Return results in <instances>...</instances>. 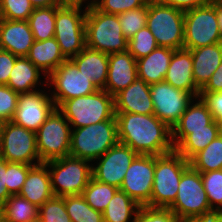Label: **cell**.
<instances>
[{
  "instance_id": "41",
  "label": "cell",
  "mask_w": 222,
  "mask_h": 222,
  "mask_svg": "<svg viewBox=\"0 0 222 222\" xmlns=\"http://www.w3.org/2000/svg\"><path fill=\"white\" fill-rule=\"evenodd\" d=\"M133 222H183L169 208L141 206L133 217Z\"/></svg>"
},
{
  "instance_id": "11",
  "label": "cell",
  "mask_w": 222,
  "mask_h": 222,
  "mask_svg": "<svg viewBox=\"0 0 222 222\" xmlns=\"http://www.w3.org/2000/svg\"><path fill=\"white\" fill-rule=\"evenodd\" d=\"M0 158L7 162L27 165L41 164L37 150L36 133L12 121L4 122L0 135ZM34 160L37 163H32Z\"/></svg>"
},
{
  "instance_id": "8",
  "label": "cell",
  "mask_w": 222,
  "mask_h": 222,
  "mask_svg": "<svg viewBox=\"0 0 222 222\" xmlns=\"http://www.w3.org/2000/svg\"><path fill=\"white\" fill-rule=\"evenodd\" d=\"M221 42L214 0L184 12V49L191 50Z\"/></svg>"
},
{
  "instance_id": "33",
  "label": "cell",
  "mask_w": 222,
  "mask_h": 222,
  "mask_svg": "<svg viewBox=\"0 0 222 222\" xmlns=\"http://www.w3.org/2000/svg\"><path fill=\"white\" fill-rule=\"evenodd\" d=\"M189 165L200 173L222 169V133L194 155Z\"/></svg>"
},
{
  "instance_id": "48",
  "label": "cell",
  "mask_w": 222,
  "mask_h": 222,
  "mask_svg": "<svg viewBox=\"0 0 222 222\" xmlns=\"http://www.w3.org/2000/svg\"><path fill=\"white\" fill-rule=\"evenodd\" d=\"M200 92H222V62Z\"/></svg>"
},
{
  "instance_id": "10",
  "label": "cell",
  "mask_w": 222,
  "mask_h": 222,
  "mask_svg": "<svg viewBox=\"0 0 222 222\" xmlns=\"http://www.w3.org/2000/svg\"><path fill=\"white\" fill-rule=\"evenodd\" d=\"M169 209L183 222L211 210L199 171L189 166L182 173L176 199Z\"/></svg>"
},
{
  "instance_id": "19",
  "label": "cell",
  "mask_w": 222,
  "mask_h": 222,
  "mask_svg": "<svg viewBox=\"0 0 222 222\" xmlns=\"http://www.w3.org/2000/svg\"><path fill=\"white\" fill-rule=\"evenodd\" d=\"M34 41L27 20L0 18V49L9 51L17 57H26Z\"/></svg>"
},
{
  "instance_id": "50",
  "label": "cell",
  "mask_w": 222,
  "mask_h": 222,
  "mask_svg": "<svg viewBox=\"0 0 222 222\" xmlns=\"http://www.w3.org/2000/svg\"><path fill=\"white\" fill-rule=\"evenodd\" d=\"M187 222H222V210L211 209Z\"/></svg>"
},
{
  "instance_id": "6",
  "label": "cell",
  "mask_w": 222,
  "mask_h": 222,
  "mask_svg": "<svg viewBox=\"0 0 222 222\" xmlns=\"http://www.w3.org/2000/svg\"><path fill=\"white\" fill-rule=\"evenodd\" d=\"M89 162L70 155L46 162L54 196L82 194L92 177Z\"/></svg>"
},
{
  "instance_id": "20",
  "label": "cell",
  "mask_w": 222,
  "mask_h": 222,
  "mask_svg": "<svg viewBox=\"0 0 222 222\" xmlns=\"http://www.w3.org/2000/svg\"><path fill=\"white\" fill-rule=\"evenodd\" d=\"M115 112L153 114L154 105L150 85L137 78L126 89L114 96Z\"/></svg>"
},
{
  "instance_id": "30",
  "label": "cell",
  "mask_w": 222,
  "mask_h": 222,
  "mask_svg": "<svg viewBox=\"0 0 222 222\" xmlns=\"http://www.w3.org/2000/svg\"><path fill=\"white\" fill-rule=\"evenodd\" d=\"M38 210L19 194L11 195L1 206V222H32L38 219Z\"/></svg>"
},
{
  "instance_id": "27",
  "label": "cell",
  "mask_w": 222,
  "mask_h": 222,
  "mask_svg": "<svg viewBox=\"0 0 222 222\" xmlns=\"http://www.w3.org/2000/svg\"><path fill=\"white\" fill-rule=\"evenodd\" d=\"M48 77L67 58L61 52L57 40L53 37L44 41H34L26 56Z\"/></svg>"
},
{
  "instance_id": "15",
  "label": "cell",
  "mask_w": 222,
  "mask_h": 222,
  "mask_svg": "<svg viewBox=\"0 0 222 222\" xmlns=\"http://www.w3.org/2000/svg\"><path fill=\"white\" fill-rule=\"evenodd\" d=\"M155 169V155L139 154L129 166L120 190L138 205L146 206L151 199Z\"/></svg>"
},
{
  "instance_id": "34",
  "label": "cell",
  "mask_w": 222,
  "mask_h": 222,
  "mask_svg": "<svg viewBox=\"0 0 222 222\" xmlns=\"http://www.w3.org/2000/svg\"><path fill=\"white\" fill-rule=\"evenodd\" d=\"M71 222H104L103 213L90 207L82 194L64 196Z\"/></svg>"
},
{
  "instance_id": "40",
  "label": "cell",
  "mask_w": 222,
  "mask_h": 222,
  "mask_svg": "<svg viewBox=\"0 0 222 222\" xmlns=\"http://www.w3.org/2000/svg\"><path fill=\"white\" fill-rule=\"evenodd\" d=\"M30 0H0V18L28 20L34 10Z\"/></svg>"
},
{
  "instance_id": "21",
  "label": "cell",
  "mask_w": 222,
  "mask_h": 222,
  "mask_svg": "<svg viewBox=\"0 0 222 222\" xmlns=\"http://www.w3.org/2000/svg\"><path fill=\"white\" fill-rule=\"evenodd\" d=\"M164 81L177 89L189 92L195 99L199 97L200 89L194 82L190 50L183 48L174 51Z\"/></svg>"
},
{
  "instance_id": "38",
  "label": "cell",
  "mask_w": 222,
  "mask_h": 222,
  "mask_svg": "<svg viewBox=\"0 0 222 222\" xmlns=\"http://www.w3.org/2000/svg\"><path fill=\"white\" fill-rule=\"evenodd\" d=\"M201 178L211 209L222 210V169L201 173Z\"/></svg>"
},
{
  "instance_id": "44",
  "label": "cell",
  "mask_w": 222,
  "mask_h": 222,
  "mask_svg": "<svg viewBox=\"0 0 222 222\" xmlns=\"http://www.w3.org/2000/svg\"><path fill=\"white\" fill-rule=\"evenodd\" d=\"M19 94L7 85H0V118L11 121L17 108Z\"/></svg>"
},
{
  "instance_id": "55",
  "label": "cell",
  "mask_w": 222,
  "mask_h": 222,
  "mask_svg": "<svg viewBox=\"0 0 222 222\" xmlns=\"http://www.w3.org/2000/svg\"><path fill=\"white\" fill-rule=\"evenodd\" d=\"M218 5L222 6V0H214Z\"/></svg>"
},
{
  "instance_id": "1",
  "label": "cell",
  "mask_w": 222,
  "mask_h": 222,
  "mask_svg": "<svg viewBox=\"0 0 222 222\" xmlns=\"http://www.w3.org/2000/svg\"><path fill=\"white\" fill-rule=\"evenodd\" d=\"M119 143L143 155H163L174 150L172 129L154 114L115 112Z\"/></svg>"
},
{
  "instance_id": "14",
  "label": "cell",
  "mask_w": 222,
  "mask_h": 222,
  "mask_svg": "<svg viewBox=\"0 0 222 222\" xmlns=\"http://www.w3.org/2000/svg\"><path fill=\"white\" fill-rule=\"evenodd\" d=\"M154 115L170 129L180 121L193 96L165 81L150 85Z\"/></svg>"
},
{
  "instance_id": "35",
  "label": "cell",
  "mask_w": 222,
  "mask_h": 222,
  "mask_svg": "<svg viewBox=\"0 0 222 222\" xmlns=\"http://www.w3.org/2000/svg\"><path fill=\"white\" fill-rule=\"evenodd\" d=\"M118 190L114 186L99 182L91 177L82 195L90 207L103 212Z\"/></svg>"
},
{
  "instance_id": "49",
  "label": "cell",
  "mask_w": 222,
  "mask_h": 222,
  "mask_svg": "<svg viewBox=\"0 0 222 222\" xmlns=\"http://www.w3.org/2000/svg\"><path fill=\"white\" fill-rule=\"evenodd\" d=\"M7 161L0 158V207L11 196L7 190Z\"/></svg>"
},
{
  "instance_id": "12",
  "label": "cell",
  "mask_w": 222,
  "mask_h": 222,
  "mask_svg": "<svg viewBox=\"0 0 222 222\" xmlns=\"http://www.w3.org/2000/svg\"><path fill=\"white\" fill-rule=\"evenodd\" d=\"M81 12L79 7H59L56 10L54 38L67 59L78 55L86 47V10L82 15Z\"/></svg>"
},
{
  "instance_id": "47",
  "label": "cell",
  "mask_w": 222,
  "mask_h": 222,
  "mask_svg": "<svg viewBox=\"0 0 222 222\" xmlns=\"http://www.w3.org/2000/svg\"><path fill=\"white\" fill-rule=\"evenodd\" d=\"M159 4L174 7L183 12L204 6L211 0H156Z\"/></svg>"
},
{
  "instance_id": "39",
  "label": "cell",
  "mask_w": 222,
  "mask_h": 222,
  "mask_svg": "<svg viewBox=\"0 0 222 222\" xmlns=\"http://www.w3.org/2000/svg\"><path fill=\"white\" fill-rule=\"evenodd\" d=\"M38 218L42 222H71L66 212L64 197L54 196L41 205Z\"/></svg>"
},
{
  "instance_id": "42",
  "label": "cell",
  "mask_w": 222,
  "mask_h": 222,
  "mask_svg": "<svg viewBox=\"0 0 222 222\" xmlns=\"http://www.w3.org/2000/svg\"><path fill=\"white\" fill-rule=\"evenodd\" d=\"M34 165L7 162V190L10 195H17L21 191L29 170Z\"/></svg>"
},
{
  "instance_id": "9",
  "label": "cell",
  "mask_w": 222,
  "mask_h": 222,
  "mask_svg": "<svg viewBox=\"0 0 222 222\" xmlns=\"http://www.w3.org/2000/svg\"><path fill=\"white\" fill-rule=\"evenodd\" d=\"M71 128L64 115L56 108L36 132L41 163L69 155Z\"/></svg>"
},
{
  "instance_id": "52",
  "label": "cell",
  "mask_w": 222,
  "mask_h": 222,
  "mask_svg": "<svg viewBox=\"0 0 222 222\" xmlns=\"http://www.w3.org/2000/svg\"><path fill=\"white\" fill-rule=\"evenodd\" d=\"M86 0H61V7H79L81 8L82 3ZM95 0H92L86 8L89 9L94 6Z\"/></svg>"
},
{
  "instance_id": "54",
  "label": "cell",
  "mask_w": 222,
  "mask_h": 222,
  "mask_svg": "<svg viewBox=\"0 0 222 222\" xmlns=\"http://www.w3.org/2000/svg\"><path fill=\"white\" fill-rule=\"evenodd\" d=\"M3 125H4V121L0 118V135L2 132Z\"/></svg>"
},
{
  "instance_id": "3",
  "label": "cell",
  "mask_w": 222,
  "mask_h": 222,
  "mask_svg": "<svg viewBox=\"0 0 222 222\" xmlns=\"http://www.w3.org/2000/svg\"><path fill=\"white\" fill-rule=\"evenodd\" d=\"M118 142L115 116L110 120L72 129L69 155L92 162Z\"/></svg>"
},
{
  "instance_id": "2",
  "label": "cell",
  "mask_w": 222,
  "mask_h": 222,
  "mask_svg": "<svg viewBox=\"0 0 222 222\" xmlns=\"http://www.w3.org/2000/svg\"><path fill=\"white\" fill-rule=\"evenodd\" d=\"M187 161L175 149L163 155H155L151 208H169L175 201L182 173L189 167Z\"/></svg>"
},
{
  "instance_id": "26",
  "label": "cell",
  "mask_w": 222,
  "mask_h": 222,
  "mask_svg": "<svg viewBox=\"0 0 222 222\" xmlns=\"http://www.w3.org/2000/svg\"><path fill=\"white\" fill-rule=\"evenodd\" d=\"M174 49L158 46L155 50L136 60L137 75L148 85L163 82Z\"/></svg>"
},
{
  "instance_id": "23",
  "label": "cell",
  "mask_w": 222,
  "mask_h": 222,
  "mask_svg": "<svg viewBox=\"0 0 222 222\" xmlns=\"http://www.w3.org/2000/svg\"><path fill=\"white\" fill-rule=\"evenodd\" d=\"M109 54L85 47L78 55L70 60L78 70L90 78L98 90H104L108 75Z\"/></svg>"
},
{
  "instance_id": "45",
  "label": "cell",
  "mask_w": 222,
  "mask_h": 222,
  "mask_svg": "<svg viewBox=\"0 0 222 222\" xmlns=\"http://www.w3.org/2000/svg\"><path fill=\"white\" fill-rule=\"evenodd\" d=\"M199 97L208 105L213 119L222 125V92H200Z\"/></svg>"
},
{
  "instance_id": "7",
  "label": "cell",
  "mask_w": 222,
  "mask_h": 222,
  "mask_svg": "<svg viewBox=\"0 0 222 222\" xmlns=\"http://www.w3.org/2000/svg\"><path fill=\"white\" fill-rule=\"evenodd\" d=\"M147 27L158 46L174 50L183 49L184 12L174 7L148 1Z\"/></svg>"
},
{
  "instance_id": "13",
  "label": "cell",
  "mask_w": 222,
  "mask_h": 222,
  "mask_svg": "<svg viewBox=\"0 0 222 222\" xmlns=\"http://www.w3.org/2000/svg\"><path fill=\"white\" fill-rule=\"evenodd\" d=\"M46 79L51 81L50 86H55L51 97L56 108L65 100L87 96L98 90L70 59L61 63Z\"/></svg>"
},
{
  "instance_id": "16",
  "label": "cell",
  "mask_w": 222,
  "mask_h": 222,
  "mask_svg": "<svg viewBox=\"0 0 222 222\" xmlns=\"http://www.w3.org/2000/svg\"><path fill=\"white\" fill-rule=\"evenodd\" d=\"M138 155L129 146L118 142L98 158L96 167L92 166V177L120 189L126 171Z\"/></svg>"
},
{
  "instance_id": "24",
  "label": "cell",
  "mask_w": 222,
  "mask_h": 222,
  "mask_svg": "<svg viewBox=\"0 0 222 222\" xmlns=\"http://www.w3.org/2000/svg\"><path fill=\"white\" fill-rule=\"evenodd\" d=\"M19 195L38 208L54 197L50 174L45 163L33 166L29 170Z\"/></svg>"
},
{
  "instance_id": "43",
  "label": "cell",
  "mask_w": 222,
  "mask_h": 222,
  "mask_svg": "<svg viewBox=\"0 0 222 222\" xmlns=\"http://www.w3.org/2000/svg\"><path fill=\"white\" fill-rule=\"evenodd\" d=\"M149 0H95L94 7L106 14L120 13L144 6Z\"/></svg>"
},
{
  "instance_id": "56",
  "label": "cell",
  "mask_w": 222,
  "mask_h": 222,
  "mask_svg": "<svg viewBox=\"0 0 222 222\" xmlns=\"http://www.w3.org/2000/svg\"><path fill=\"white\" fill-rule=\"evenodd\" d=\"M32 222H42V221L38 218V219H36V220H34Z\"/></svg>"
},
{
  "instance_id": "37",
  "label": "cell",
  "mask_w": 222,
  "mask_h": 222,
  "mask_svg": "<svg viewBox=\"0 0 222 222\" xmlns=\"http://www.w3.org/2000/svg\"><path fill=\"white\" fill-rule=\"evenodd\" d=\"M158 47L155 37L147 26L140 29L128 40L127 50L136 59L147 56Z\"/></svg>"
},
{
  "instance_id": "22",
  "label": "cell",
  "mask_w": 222,
  "mask_h": 222,
  "mask_svg": "<svg viewBox=\"0 0 222 222\" xmlns=\"http://www.w3.org/2000/svg\"><path fill=\"white\" fill-rule=\"evenodd\" d=\"M197 103L187 106L180 121L172 129V144L174 149L190 134V130L208 129V125L214 120L208 105L198 97Z\"/></svg>"
},
{
  "instance_id": "53",
  "label": "cell",
  "mask_w": 222,
  "mask_h": 222,
  "mask_svg": "<svg viewBox=\"0 0 222 222\" xmlns=\"http://www.w3.org/2000/svg\"><path fill=\"white\" fill-rule=\"evenodd\" d=\"M219 31L222 37V6L215 2Z\"/></svg>"
},
{
  "instance_id": "25",
  "label": "cell",
  "mask_w": 222,
  "mask_h": 222,
  "mask_svg": "<svg viewBox=\"0 0 222 222\" xmlns=\"http://www.w3.org/2000/svg\"><path fill=\"white\" fill-rule=\"evenodd\" d=\"M193 62V77L201 90L222 62V42L190 50Z\"/></svg>"
},
{
  "instance_id": "28",
  "label": "cell",
  "mask_w": 222,
  "mask_h": 222,
  "mask_svg": "<svg viewBox=\"0 0 222 222\" xmlns=\"http://www.w3.org/2000/svg\"><path fill=\"white\" fill-rule=\"evenodd\" d=\"M41 71L27 58L18 57L11 71L7 86L18 94L31 93L41 78Z\"/></svg>"
},
{
  "instance_id": "17",
  "label": "cell",
  "mask_w": 222,
  "mask_h": 222,
  "mask_svg": "<svg viewBox=\"0 0 222 222\" xmlns=\"http://www.w3.org/2000/svg\"><path fill=\"white\" fill-rule=\"evenodd\" d=\"M44 93L38 90L19 94L17 108L11 121L36 133L56 109L53 99Z\"/></svg>"
},
{
  "instance_id": "4",
  "label": "cell",
  "mask_w": 222,
  "mask_h": 222,
  "mask_svg": "<svg viewBox=\"0 0 222 222\" xmlns=\"http://www.w3.org/2000/svg\"><path fill=\"white\" fill-rule=\"evenodd\" d=\"M86 46L106 54L127 51L128 40L122 32L118 15L106 14L94 6L86 9Z\"/></svg>"
},
{
  "instance_id": "18",
  "label": "cell",
  "mask_w": 222,
  "mask_h": 222,
  "mask_svg": "<svg viewBox=\"0 0 222 222\" xmlns=\"http://www.w3.org/2000/svg\"><path fill=\"white\" fill-rule=\"evenodd\" d=\"M108 64L104 90L114 97L138 78L136 59L127 50L109 54Z\"/></svg>"
},
{
  "instance_id": "51",
  "label": "cell",
  "mask_w": 222,
  "mask_h": 222,
  "mask_svg": "<svg viewBox=\"0 0 222 222\" xmlns=\"http://www.w3.org/2000/svg\"><path fill=\"white\" fill-rule=\"evenodd\" d=\"M34 8L61 6V0H30Z\"/></svg>"
},
{
  "instance_id": "36",
  "label": "cell",
  "mask_w": 222,
  "mask_h": 222,
  "mask_svg": "<svg viewBox=\"0 0 222 222\" xmlns=\"http://www.w3.org/2000/svg\"><path fill=\"white\" fill-rule=\"evenodd\" d=\"M148 2L137 9L118 14L119 24L127 40L131 39L140 29L147 26Z\"/></svg>"
},
{
  "instance_id": "5",
  "label": "cell",
  "mask_w": 222,
  "mask_h": 222,
  "mask_svg": "<svg viewBox=\"0 0 222 222\" xmlns=\"http://www.w3.org/2000/svg\"><path fill=\"white\" fill-rule=\"evenodd\" d=\"M57 109L74 128L110 120L116 116L114 97L105 90L65 100Z\"/></svg>"
},
{
  "instance_id": "31",
  "label": "cell",
  "mask_w": 222,
  "mask_h": 222,
  "mask_svg": "<svg viewBox=\"0 0 222 222\" xmlns=\"http://www.w3.org/2000/svg\"><path fill=\"white\" fill-rule=\"evenodd\" d=\"M61 6L35 8L28 18L34 39L44 41L55 36L56 10Z\"/></svg>"
},
{
  "instance_id": "46",
  "label": "cell",
  "mask_w": 222,
  "mask_h": 222,
  "mask_svg": "<svg viewBox=\"0 0 222 222\" xmlns=\"http://www.w3.org/2000/svg\"><path fill=\"white\" fill-rule=\"evenodd\" d=\"M18 57L0 49V85H7L11 71Z\"/></svg>"
},
{
  "instance_id": "32",
  "label": "cell",
  "mask_w": 222,
  "mask_h": 222,
  "mask_svg": "<svg viewBox=\"0 0 222 222\" xmlns=\"http://www.w3.org/2000/svg\"><path fill=\"white\" fill-rule=\"evenodd\" d=\"M140 207L119 189L102 212L104 222H129L132 215L136 214Z\"/></svg>"
},
{
  "instance_id": "29",
  "label": "cell",
  "mask_w": 222,
  "mask_h": 222,
  "mask_svg": "<svg viewBox=\"0 0 222 222\" xmlns=\"http://www.w3.org/2000/svg\"><path fill=\"white\" fill-rule=\"evenodd\" d=\"M222 133V125L213 120L208 129L190 130V134L175 148V150L189 161Z\"/></svg>"
}]
</instances>
